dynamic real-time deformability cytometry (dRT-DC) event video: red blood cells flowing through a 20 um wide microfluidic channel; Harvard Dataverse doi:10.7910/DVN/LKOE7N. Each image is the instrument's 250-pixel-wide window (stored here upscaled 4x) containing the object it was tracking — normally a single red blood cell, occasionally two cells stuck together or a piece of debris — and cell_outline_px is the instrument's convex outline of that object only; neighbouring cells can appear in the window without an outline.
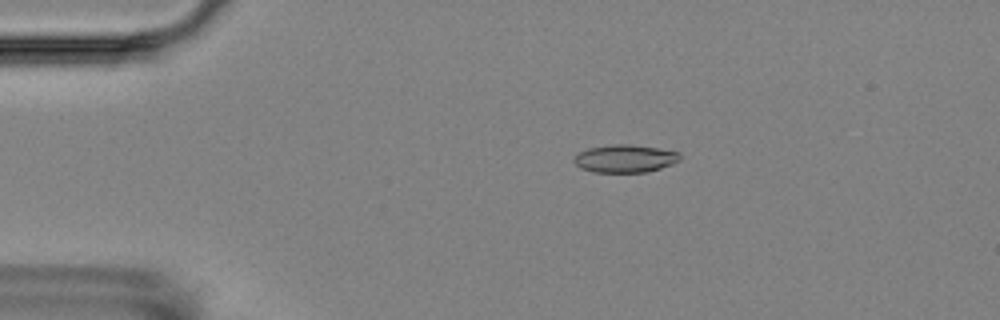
{"species": "Egyptian fruit bat (a non-hibernating species)", "species_latin": "Rousettus aegyptiacus", "temperature_condition": "room temperature", "stored_images_in_passage": 4, "camera_frame_rate_fps": 3000, "um_per_image_px": 0.085, "animal": {"sex": "female"}, "frame": {"image": 1, "passage_image": 3, "time_ms": 2.333, "image_size_px": [1000, 320], "cell_outline_px": [[680, 160], [672, 164], [648, 172], [592, 172], [580, 168], [572, 160], [580, 152], [588, 148], [616, 144], [632, 144], [660, 148], [680, 152]], "centroid_in_image_um": [53.15, 13.48], "position_along_channel_um": 31.9, "area_um2": 17.22}}